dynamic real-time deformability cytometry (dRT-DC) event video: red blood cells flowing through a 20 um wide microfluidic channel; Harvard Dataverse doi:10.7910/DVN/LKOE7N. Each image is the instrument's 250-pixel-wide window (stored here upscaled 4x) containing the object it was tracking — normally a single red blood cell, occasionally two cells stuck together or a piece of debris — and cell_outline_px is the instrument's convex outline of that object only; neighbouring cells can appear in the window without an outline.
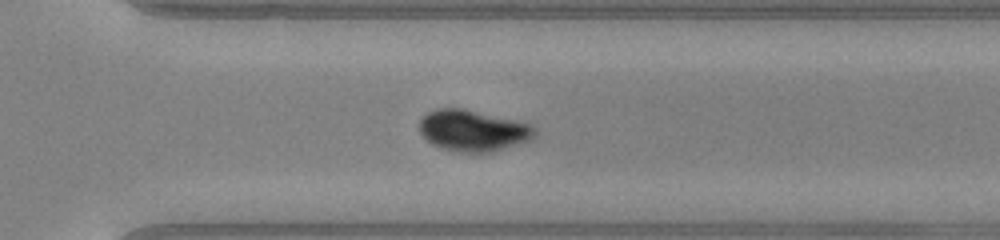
{"species": "common noctule bat (a hibernating species)", "species_latin": "Nyctalus noctula", "temperature_condition": "warm", "stored_images_in_passage": 47, "camera_frame_rate_fps": 3000, "um_per_image_px": 0.085, "animal": {"sex": "male", "body_mass_g": 20.0, "forearm_length_mm": 53.3}, "frame": {"image": 1, "passage_image": 32, "time_ms": 10.333, "image_size_px": [1000, 240], "cell_outline_px": [[536, 132], [528, 140], [492, 152], [456, 152], [440, 148], [432, 144], [420, 132], [420, 120], [428, 112], [436, 108], [464, 108], [516, 120], [528, 124], [536, 128]], "centroid_in_image_um": [40.17, 11.09], "position_along_channel_um": 330.4, "area_um2": 27.51}}
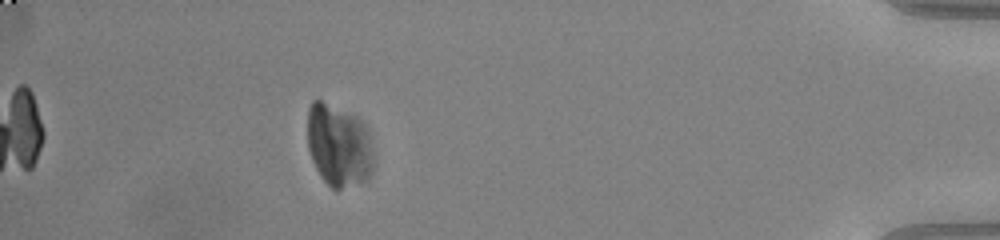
{"frame": {"image": 2, "passage_image": 42, "time_ms": 13.667, "image_size_px": [1000, 240], "cell_outline_px": [[372, 172], [368, 180], [340, 188], [332, 188], [320, 176], [312, 160], [308, 148], [308, 108], [312, 100], [320, 100], [356, 116], [368, 128], [372, 152]], "centroid_in_image_um": [28.79, 12.35], "position_along_channel_um": 406.4, "area_um2": 31.62}}